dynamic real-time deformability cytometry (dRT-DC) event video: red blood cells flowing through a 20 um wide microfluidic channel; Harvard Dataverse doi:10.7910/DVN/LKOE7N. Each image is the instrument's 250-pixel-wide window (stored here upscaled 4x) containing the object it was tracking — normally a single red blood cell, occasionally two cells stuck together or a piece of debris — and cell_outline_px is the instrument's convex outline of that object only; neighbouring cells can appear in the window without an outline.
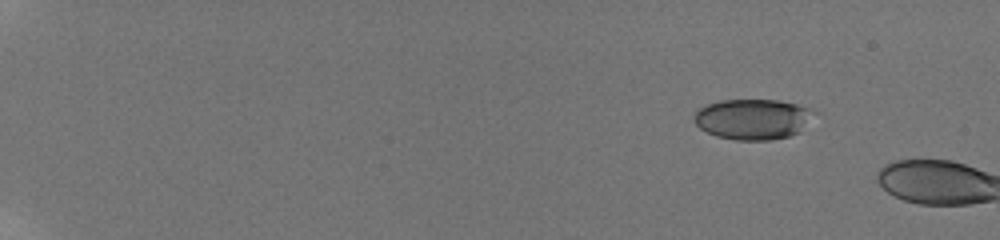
{"species": "human", "species_latin": "Homo sapiens", "temperature_condition": "room temperature", "stored_images_in_passage": 3, "camera_frame_rate_fps": 3000, "um_per_image_px": 0.085, "donor": {"sex": "male"}, "frame": {"image": 1, "passage_image": 2, "time_ms": 1.333, "image_size_px": [1000, 240], "cell_outline_px": [[820, 112], [800, 132], [788, 136], [772, 140], [736, 140], [716, 136], [700, 128], [692, 120], [696, 112], [700, 108], [708, 104], [720, 100], [776, 100], [796, 104]], "centroid_in_image_um": [64.04, 10.13], "position_along_channel_um": 21.0, "area_um2": 28.55}}